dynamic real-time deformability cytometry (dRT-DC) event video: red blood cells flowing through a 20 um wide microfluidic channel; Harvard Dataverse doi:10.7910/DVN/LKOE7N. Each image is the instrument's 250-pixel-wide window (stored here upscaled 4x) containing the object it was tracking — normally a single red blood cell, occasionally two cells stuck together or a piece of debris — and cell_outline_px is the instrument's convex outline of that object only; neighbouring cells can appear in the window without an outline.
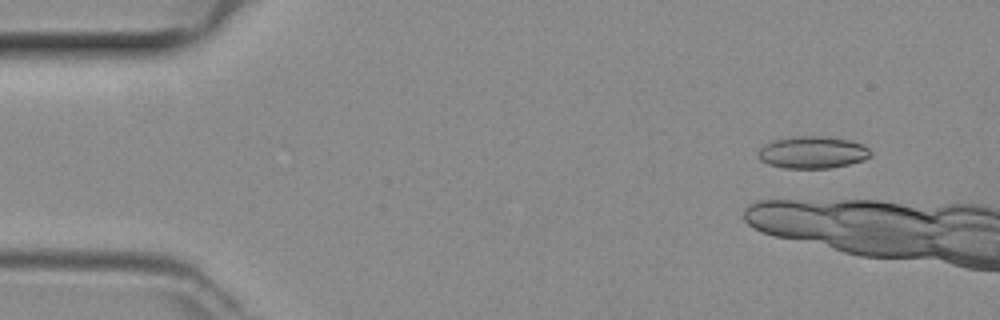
{"species": "common noctule bat (a hibernating species)", "species_latin": "Nyctalus noctula", "temperature_condition": "room temperature", "stored_images_in_passage": 5, "camera_frame_rate_fps": 3000, "um_per_image_px": 0.085, "animal": {"sex": "female", "body_mass_g": 29.2, "forearm_length_mm": 56.3}, "frame": {"image": 1, "passage_image": 1, "time_ms": 0.0, "image_size_px": [1000, 320], "cell_outline_px": [[872, 156], [864, 160], [832, 168], [784, 168], [768, 164], [760, 160], [760, 148], [764, 144], [776, 140], [796, 136], [824, 136], [848, 140], [864, 144], [872, 152]], "centroid_in_image_um": [69.12, 12.95], "position_along_channel_um": 15.9, "area_um2": 20.98}}